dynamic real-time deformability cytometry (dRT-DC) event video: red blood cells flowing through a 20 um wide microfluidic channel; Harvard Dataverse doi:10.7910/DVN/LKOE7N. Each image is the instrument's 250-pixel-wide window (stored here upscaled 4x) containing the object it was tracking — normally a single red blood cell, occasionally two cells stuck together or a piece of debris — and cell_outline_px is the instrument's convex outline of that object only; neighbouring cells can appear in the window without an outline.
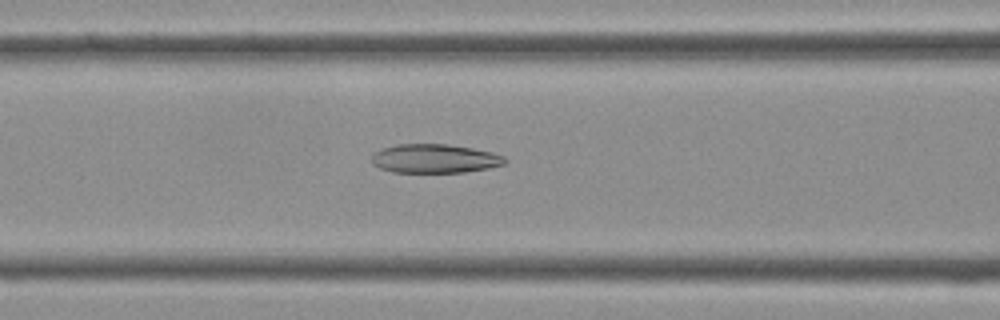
{"species": "Egyptian fruit bat (a non-hibernating species)", "species_latin": "Rousettus aegyptiacus", "temperature_condition": "cold", "stored_images_in_passage": 27, "camera_frame_rate_fps": 3000, "um_per_image_px": 0.085, "frame": {"image": 1, "passage_image": 8, "time_ms": 2.333, "image_size_px": [1000, 320], "cell_outline_px": [[508, 160], [504, 164], [488, 168], [464, 172], [392, 172], [380, 168], [372, 164], [372, 156], [380, 148], [396, 144], [448, 144], [472, 148], [492, 152], [504, 156]], "centroid_in_image_um": [36.94, 13.47], "position_along_channel_um": 129.7, "area_um2": 22.48}}
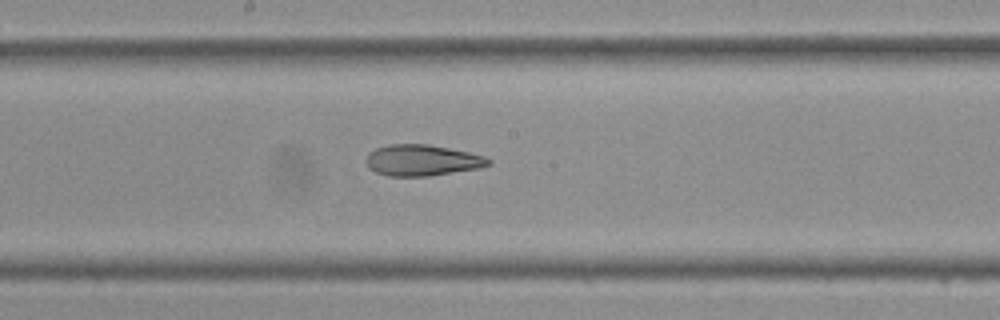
{"frame": {"image": 2, "passage_image": 13, "time_ms": 4.0, "image_size_px": [1000, 320], "cell_outline_px": [[492, 164], [480, 168], [428, 176], [388, 176], [376, 172], [368, 168], [364, 160], [368, 152], [376, 148], [388, 144], [428, 144], [468, 152], [484, 156], [492, 160]], "centroid_in_image_um": [35.85, 13.62], "position_along_channel_um": 212.3, "area_um2": 22.37}}
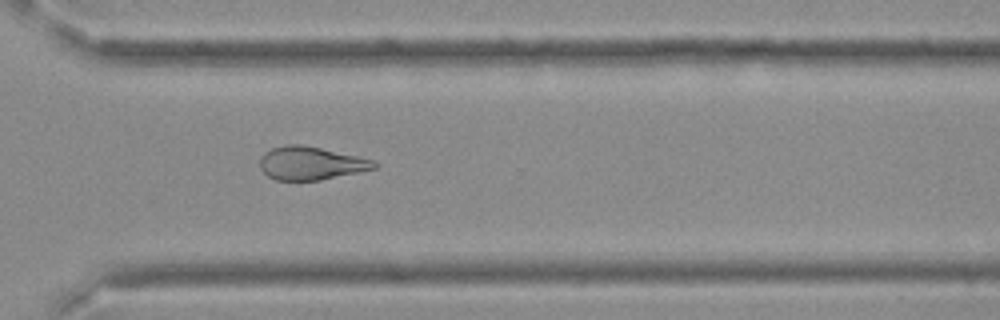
{"frame": {"image": 3, "passage_image": 21, "time_ms": 6.667, "image_size_px": [1000, 320], "cell_outline_px": [[380, 164], [376, 168], [320, 180], [276, 180], [268, 176], [260, 168], [260, 156], [264, 152], [272, 148], [284, 144], [300, 144], [320, 148], [356, 156], [372, 160]], "centroid_in_image_um": [26.38, 13.87], "position_along_channel_um": 344.2, "area_um2": 21.96}}